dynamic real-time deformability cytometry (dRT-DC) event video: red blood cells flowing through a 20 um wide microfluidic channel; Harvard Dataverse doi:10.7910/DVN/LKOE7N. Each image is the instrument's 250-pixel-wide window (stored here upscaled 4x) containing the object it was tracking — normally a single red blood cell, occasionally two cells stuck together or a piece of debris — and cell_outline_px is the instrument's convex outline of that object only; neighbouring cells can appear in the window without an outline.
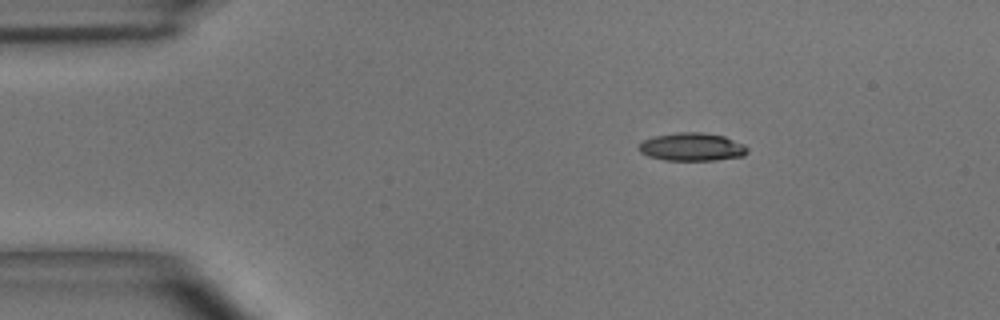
{"species": "common noctule bat (a hibernating species)", "species_latin": "Nyctalus noctula", "temperature_condition": "room temperature", "stored_images_in_passage": 42, "camera_frame_rate_fps": 3000, "um_per_image_px": 0.085, "animal": {"sex": "male", "body_mass_g": 15.6}, "frame": {"image": 1, "passage_image": 3, "time_ms": 0.667, "image_size_px": [1000, 320], "cell_outline_px": [[748, 152], [744, 156], [716, 160], [664, 160], [648, 156], [640, 152], [636, 148], [644, 140], [652, 136], [680, 132], [700, 132], [724, 136], [744, 144], [748, 148]], "centroid_in_image_um": [58.81, 12.49], "position_along_channel_um": 26.2, "area_um2": 17.86}}
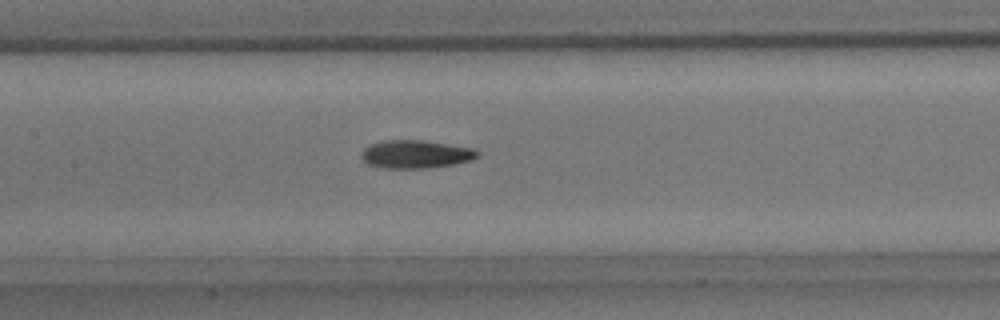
{"frame": {"image": 2, "passage_image": 18, "time_ms": 5.667, "image_size_px": [1000, 320], "cell_outline_px": [[480, 156], [472, 160], [456, 164], [424, 168], [384, 168], [368, 164], [360, 156], [360, 152], [364, 148], [372, 144], [384, 140], [424, 140], [472, 148], [480, 152]], "centroid_in_image_um": [35.35, 13.11], "position_along_channel_um": 172.0, "area_um2": 19.07}}
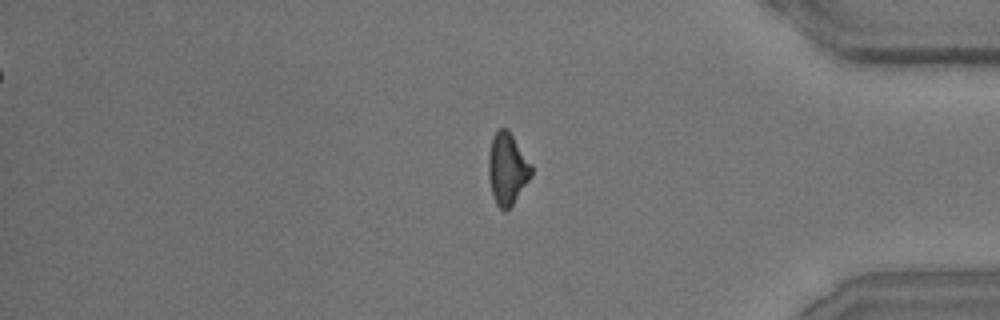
{"frame": {"image": 3, "passage_image": 36, "time_ms": 11.667, "image_size_px": [1000, 320], "cell_outline_px": [[532, 172], [528, 180], [512, 204], [504, 212], [496, 204], [492, 192], [488, 176], [488, 156], [492, 136], [500, 128], [508, 128], [532, 164]], "centroid_in_image_um": [43.1, 14.3], "position_along_channel_um": 392.1, "area_um2": 17.8}, "authors_computed_cell_mechanics": {"area_um2": 18.1492, "velocity_mm_per_s": 4.0828, "shape_relaxation_time_tau1_ms": 6.6157, "shape_relaxation_time_tau2_ms": 9.9105, "deformation_change_tau1": 0.1954, "deformation_change_tau2": 0.2167}}